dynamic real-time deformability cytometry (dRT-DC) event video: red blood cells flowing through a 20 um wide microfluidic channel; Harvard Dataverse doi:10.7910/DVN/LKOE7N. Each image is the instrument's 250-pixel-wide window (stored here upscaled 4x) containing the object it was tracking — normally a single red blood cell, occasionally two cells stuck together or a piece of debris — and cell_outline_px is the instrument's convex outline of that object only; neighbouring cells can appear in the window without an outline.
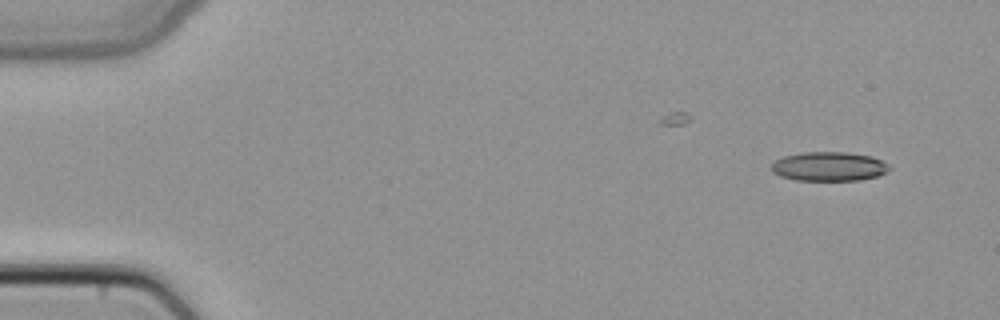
{"species": "common noctule bat (a hibernating species)", "species_latin": "Nyctalus noctula", "temperature_condition": "cold", "stored_images_in_passage": 4, "camera_frame_rate_fps": 3000, "um_per_image_px": 0.085, "animal": {"sex": "female", "body_mass_g": 22.7, "forearm_length_mm": 54.2}, "frame": {"image": 1, "passage_image": 1, "time_ms": 0.0, "image_size_px": [1000, 320], "cell_outline_px": [[892, 168], [876, 176], [860, 180], [796, 180], [780, 176], [772, 172], [768, 168], [776, 160], [784, 156], [800, 152], [848, 152], [872, 156], [888, 164]], "centroid_in_image_um": [70.42, 14.14], "position_along_channel_um": 14.6, "area_um2": 20.11}}
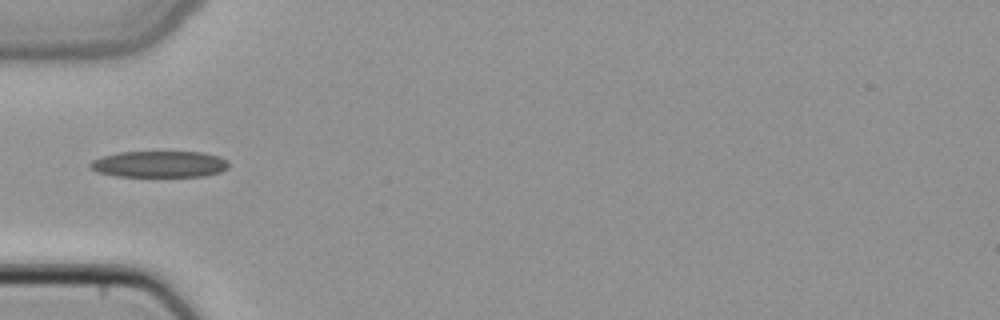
{"frame": {"image": 2, "passage_image": 4, "time_ms": 1.0, "image_size_px": [1000, 320], "cell_outline_px": [[228, 168], [220, 172], [204, 176], [116, 176], [96, 172], [88, 168], [88, 164], [92, 160], [100, 156], [120, 152], [204, 152], [220, 156], [228, 160]], "centroid_in_image_um": [13.52, 13.95], "position_along_channel_um": 71.5, "area_um2": 21.56}}